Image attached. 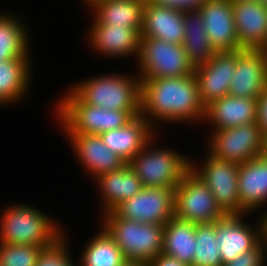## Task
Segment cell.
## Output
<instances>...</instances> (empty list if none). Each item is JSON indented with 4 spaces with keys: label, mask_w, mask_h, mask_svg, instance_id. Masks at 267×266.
<instances>
[{
    "label": "cell",
    "mask_w": 267,
    "mask_h": 266,
    "mask_svg": "<svg viewBox=\"0 0 267 266\" xmlns=\"http://www.w3.org/2000/svg\"><path fill=\"white\" fill-rule=\"evenodd\" d=\"M140 80V115L154 129L155 123L161 122L193 124L191 122L204 121L205 106L200 99L195 74Z\"/></svg>",
    "instance_id": "obj_1"
},
{
    "label": "cell",
    "mask_w": 267,
    "mask_h": 266,
    "mask_svg": "<svg viewBox=\"0 0 267 266\" xmlns=\"http://www.w3.org/2000/svg\"><path fill=\"white\" fill-rule=\"evenodd\" d=\"M145 0H96L89 6L93 19L109 27H129L141 33Z\"/></svg>",
    "instance_id": "obj_24"
},
{
    "label": "cell",
    "mask_w": 267,
    "mask_h": 266,
    "mask_svg": "<svg viewBox=\"0 0 267 266\" xmlns=\"http://www.w3.org/2000/svg\"><path fill=\"white\" fill-rule=\"evenodd\" d=\"M183 48L194 67L207 63L216 53L211 46L199 10L184 12Z\"/></svg>",
    "instance_id": "obj_27"
},
{
    "label": "cell",
    "mask_w": 267,
    "mask_h": 266,
    "mask_svg": "<svg viewBox=\"0 0 267 266\" xmlns=\"http://www.w3.org/2000/svg\"><path fill=\"white\" fill-rule=\"evenodd\" d=\"M184 11L157 6L145 0L140 37H152L169 43L183 44Z\"/></svg>",
    "instance_id": "obj_20"
},
{
    "label": "cell",
    "mask_w": 267,
    "mask_h": 266,
    "mask_svg": "<svg viewBox=\"0 0 267 266\" xmlns=\"http://www.w3.org/2000/svg\"><path fill=\"white\" fill-rule=\"evenodd\" d=\"M154 130L156 129L140 115L122 128L103 132L100 137L112 152L128 163L155 134Z\"/></svg>",
    "instance_id": "obj_22"
},
{
    "label": "cell",
    "mask_w": 267,
    "mask_h": 266,
    "mask_svg": "<svg viewBox=\"0 0 267 266\" xmlns=\"http://www.w3.org/2000/svg\"><path fill=\"white\" fill-rule=\"evenodd\" d=\"M211 46L216 52L240 50L232 0H207L199 9Z\"/></svg>",
    "instance_id": "obj_15"
},
{
    "label": "cell",
    "mask_w": 267,
    "mask_h": 266,
    "mask_svg": "<svg viewBox=\"0 0 267 266\" xmlns=\"http://www.w3.org/2000/svg\"><path fill=\"white\" fill-rule=\"evenodd\" d=\"M69 89L84 103L140 116L141 80L128 74H106L77 82Z\"/></svg>",
    "instance_id": "obj_3"
},
{
    "label": "cell",
    "mask_w": 267,
    "mask_h": 266,
    "mask_svg": "<svg viewBox=\"0 0 267 266\" xmlns=\"http://www.w3.org/2000/svg\"><path fill=\"white\" fill-rule=\"evenodd\" d=\"M252 1L267 5V0H252Z\"/></svg>",
    "instance_id": "obj_40"
},
{
    "label": "cell",
    "mask_w": 267,
    "mask_h": 266,
    "mask_svg": "<svg viewBox=\"0 0 267 266\" xmlns=\"http://www.w3.org/2000/svg\"><path fill=\"white\" fill-rule=\"evenodd\" d=\"M174 202L175 188L143 187L113 212L127 220L165 225L174 217Z\"/></svg>",
    "instance_id": "obj_11"
},
{
    "label": "cell",
    "mask_w": 267,
    "mask_h": 266,
    "mask_svg": "<svg viewBox=\"0 0 267 266\" xmlns=\"http://www.w3.org/2000/svg\"><path fill=\"white\" fill-rule=\"evenodd\" d=\"M248 214H227L215 221V236L222 263L234 260L253 249L262 240L261 217L255 224L244 222ZM250 224V225H249Z\"/></svg>",
    "instance_id": "obj_12"
},
{
    "label": "cell",
    "mask_w": 267,
    "mask_h": 266,
    "mask_svg": "<svg viewBox=\"0 0 267 266\" xmlns=\"http://www.w3.org/2000/svg\"><path fill=\"white\" fill-rule=\"evenodd\" d=\"M201 167L190 161V170L210 189L218 206L227 214H249L238 194L239 164L215 158L208 153Z\"/></svg>",
    "instance_id": "obj_8"
},
{
    "label": "cell",
    "mask_w": 267,
    "mask_h": 266,
    "mask_svg": "<svg viewBox=\"0 0 267 266\" xmlns=\"http://www.w3.org/2000/svg\"><path fill=\"white\" fill-rule=\"evenodd\" d=\"M265 153H267V136H266V139H265Z\"/></svg>",
    "instance_id": "obj_41"
},
{
    "label": "cell",
    "mask_w": 267,
    "mask_h": 266,
    "mask_svg": "<svg viewBox=\"0 0 267 266\" xmlns=\"http://www.w3.org/2000/svg\"><path fill=\"white\" fill-rule=\"evenodd\" d=\"M195 243L193 266L223 265L215 236V222L195 224Z\"/></svg>",
    "instance_id": "obj_30"
},
{
    "label": "cell",
    "mask_w": 267,
    "mask_h": 266,
    "mask_svg": "<svg viewBox=\"0 0 267 266\" xmlns=\"http://www.w3.org/2000/svg\"><path fill=\"white\" fill-rule=\"evenodd\" d=\"M267 252L264 241L261 240L253 249L224 263L222 266H266Z\"/></svg>",
    "instance_id": "obj_33"
},
{
    "label": "cell",
    "mask_w": 267,
    "mask_h": 266,
    "mask_svg": "<svg viewBox=\"0 0 267 266\" xmlns=\"http://www.w3.org/2000/svg\"><path fill=\"white\" fill-rule=\"evenodd\" d=\"M195 244V224L173 217L164 225L163 253L193 266Z\"/></svg>",
    "instance_id": "obj_26"
},
{
    "label": "cell",
    "mask_w": 267,
    "mask_h": 266,
    "mask_svg": "<svg viewBox=\"0 0 267 266\" xmlns=\"http://www.w3.org/2000/svg\"><path fill=\"white\" fill-rule=\"evenodd\" d=\"M43 249L37 245L0 243V266H35Z\"/></svg>",
    "instance_id": "obj_31"
},
{
    "label": "cell",
    "mask_w": 267,
    "mask_h": 266,
    "mask_svg": "<svg viewBox=\"0 0 267 266\" xmlns=\"http://www.w3.org/2000/svg\"><path fill=\"white\" fill-rule=\"evenodd\" d=\"M237 59L238 50L216 52L207 63L195 67L199 95L205 107L212 101L229 95Z\"/></svg>",
    "instance_id": "obj_13"
},
{
    "label": "cell",
    "mask_w": 267,
    "mask_h": 266,
    "mask_svg": "<svg viewBox=\"0 0 267 266\" xmlns=\"http://www.w3.org/2000/svg\"><path fill=\"white\" fill-rule=\"evenodd\" d=\"M88 36L90 47L106 57H138L140 33L129 27H109L92 21Z\"/></svg>",
    "instance_id": "obj_18"
},
{
    "label": "cell",
    "mask_w": 267,
    "mask_h": 266,
    "mask_svg": "<svg viewBox=\"0 0 267 266\" xmlns=\"http://www.w3.org/2000/svg\"><path fill=\"white\" fill-rule=\"evenodd\" d=\"M70 142L77 161L84 166L92 178L122 168L127 163L118 154L112 152L100 135L95 134H65ZM68 137V138H67ZM80 160V161H79Z\"/></svg>",
    "instance_id": "obj_17"
},
{
    "label": "cell",
    "mask_w": 267,
    "mask_h": 266,
    "mask_svg": "<svg viewBox=\"0 0 267 266\" xmlns=\"http://www.w3.org/2000/svg\"><path fill=\"white\" fill-rule=\"evenodd\" d=\"M31 59L22 57L0 61V106L18 103L30 90Z\"/></svg>",
    "instance_id": "obj_25"
},
{
    "label": "cell",
    "mask_w": 267,
    "mask_h": 266,
    "mask_svg": "<svg viewBox=\"0 0 267 266\" xmlns=\"http://www.w3.org/2000/svg\"><path fill=\"white\" fill-rule=\"evenodd\" d=\"M155 136L154 134L148 140L143 149L128 164L141 180L143 187L176 188L190 170L192 159L173 151L172 148L171 150L170 148H152Z\"/></svg>",
    "instance_id": "obj_6"
},
{
    "label": "cell",
    "mask_w": 267,
    "mask_h": 266,
    "mask_svg": "<svg viewBox=\"0 0 267 266\" xmlns=\"http://www.w3.org/2000/svg\"><path fill=\"white\" fill-rule=\"evenodd\" d=\"M233 74L229 95L257 100L267 88V51L238 50L237 64Z\"/></svg>",
    "instance_id": "obj_14"
},
{
    "label": "cell",
    "mask_w": 267,
    "mask_h": 266,
    "mask_svg": "<svg viewBox=\"0 0 267 266\" xmlns=\"http://www.w3.org/2000/svg\"><path fill=\"white\" fill-rule=\"evenodd\" d=\"M225 215L206 184L189 170L175 188L174 217L209 224Z\"/></svg>",
    "instance_id": "obj_10"
},
{
    "label": "cell",
    "mask_w": 267,
    "mask_h": 266,
    "mask_svg": "<svg viewBox=\"0 0 267 266\" xmlns=\"http://www.w3.org/2000/svg\"><path fill=\"white\" fill-rule=\"evenodd\" d=\"M94 181L100 189L101 205L104 208L102 213L113 211L120 203L128 200L143 188L141 180L128 163L120 169L98 176Z\"/></svg>",
    "instance_id": "obj_23"
},
{
    "label": "cell",
    "mask_w": 267,
    "mask_h": 266,
    "mask_svg": "<svg viewBox=\"0 0 267 266\" xmlns=\"http://www.w3.org/2000/svg\"><path fill=\"white\" fill-rule=\"evenodd\" d=\"M136 59L140 78L189 76L195 72L182 44L158 38L140 37Z\"/></svg>",
    "instance_id": "obj_7"
},
{
    "label": "cell",
    "mask_w": 267,
    "mask_h": 266,
    "mask_svg": "<svg viewBox=\"0 0 267 266\" xmlns=\"http://www.w3.org/2000/svg\"><path fill=\"white\" fill-rule=\"evenodd\" d=\"M234 22L241 49H267V5L252 0H232Z\"/></svg>",
    "instance_id": "obj_16"
},
{
    "label": "cell",
    "mask_w": 267,
    "mask_h": 266,
    "mask_svg": "<svg viewBox=\"0 0 267 266\" xmlns=\"http://www.w3.org/2000/svg\"><path fill=\"white\" fill-rule=\"evenodd\" d=\"M60 226L33 206L22 203L6 206L0 216V243L48 248L64 236Z\"/></svg>",
    "instance_id": "obj_2"
},
{
    "label": "cell",
    "mask_w": 267,
    "mask_h": 266,
    "mask_svg": "<svg viewBox=\"0 0 267 266\" xmlns=\"http://www.w3.org/2000/svg\"><path fill=\"white\" fill-rule=\"evenodd\" d=\"M204 120L214 131L257 122V100L226 95L205 107Z\"/></svg>",
    "instance_id": "obj_19"
},
{
    "label": "cell",
    "mask_w": 267,
    "mask_h": 266,
    "mask_svg": "<svg viewBox=\"0 0 267 266\" xmlns=\"http://www.w3.org/2000/svg\"><path fill=\"white\" fill-rule=\"evenodd\" d=\"M17 18L0 13V61L30 57L28 28Z\"/></svg>",
    "instance_id": "obj_28"
},
{
    "label": "cell",
    "mask_w": 267,
    "mask_h": 266,
    "mask_svg": "<svg viewBox=\"0 0 267 266\" xmlns=\"http://www.w3.org/2000/svg\"><path fill=\"white\" fill-rule=\"evenodd\" d=\"M121 266H147L146 263L140 261H125Z\"/></svg>",
    "instance_id": "obj_38"
},
{
    "label": "cell",
    "mask_w": 267,
    "mask_h": 266,
    "mask_svg": "<svg viewBox=\"0 0 267 266\" xmlns=\"http://www.w3.org/2000/svg\"><path fill=\"white\" fill-rule=\"evenodd\" d=\"M66 233L55 244L44 248L35 266H77L71 259Z\"/></svg>",
    "instance_id": "obj_32"
},
{
    "label": "cell",
    "mask_w": 267,
    "mask_h": 266,
    "mask_svg": "<svg viewBox=\"0 0 267 266\" xmlns=\"http://www.w3.org/2000/svg\"><path fill=\"white\" fill-rule=\"evenodd\" d=\"M55 108L56 119L65 134H95L119 129L132 121L130 111L109 110L82 102L67 89Z\"/></svg>",
    "instance_id": "obj_4"
},
{
    "label": "cell",
    "mask_w": 267,
    "mask_h": 266,
    "mask_svg": "<svg viewBox=\"0 0 267 266\" xmlns=\"http://www.w3.org/2000/svg\"><path fill=\"white\" fill-rule=\"evenodd\" d=\"M264 215V216H263ZM261 216L262 220V240L264 241L267 252V211Z\"/></svg>",
    "instance_id": "obj_37"
},
{
    "label": "cell",
    "mask_w": 267,
    "mask_h": 266,
    "mask_svg": "<svg viewBox=\"0 0 267 266\" xmlns=\"http://www.w3.org/2000/svg\"><path fill=\"white\" fill-rule=\"evenodd\" d=\"M147 266H190V265L177 260L173 256L161 252L155 258H153L147 264Z\"/></svg>",
    "instance_id": "obj_36"
},
{
    "label": "cell",
    "mask_w": 267,
    "mask_h": 266,
    "mask_svg": "<svg viewBox=\"0 0 267 266\" xmlns=\"http://www.w3.org/2000/svg\"><path fill=\"white\" fill-rule=\"evenodd\" d=\"M238 194L241 206L252 214L267 202V153L256 156L238 169Z\"/></svg>",
    "instance_id": "obj_21"
},
{
    "label": "cell",
    "mask_w": 267,
    "mask_h": 266,
    "mask_svg": "<svg viewBox=\"0 0 267 266\" xmlns=\"http://www.w3.org/2000/svg\"><path fill=\"white\" fill-rule=\"evenodd\" d=\"M257 123L263 132V135L267 136V88L257 99Z\"/></svg>",
    "instance_id": "obj_35"
},
{
    "label": "cell",
    "mask_w": 267,
    "mask_h": 266,
    "mask_svg": "<svg viewBox=\"0 0 267 266\" xmlns=\"http://www.w3.org/2000/svg\"><path fill=\"white\" fill-rule=\"evenodd\" d=\"M157 6H165L184 12L198 10L207 0H148Z\"/></svg>",
    "instance_id": "obj_34"
},
{
    "label": "cell",
    "mask_w": 267,
    "mask_h": 266,
    "mask_svg": "<svg viewBox=\"0 0 267 266\" xmlns=\"http://www.w3.org/2000/svg\"><path fill=\"white\" fill-rule=\"evenodd\" d=\"M207 153L221 160L243 164L265 153V139L257 122L211 132Z\"/></svg>",
    "instance_id": "obj_9"
},
{
    "label": "cell",
    "mask_w": 267,
    "mask_h": 266,
    "mask_svg": "<svg viewBox=\"0 0 267 266\" xmlns=\"http://www.w3.org/2000/svg\"><path fill=\"white\" fill-rule=\"evenodd\" d=\"M80 254L78 266H121L126 261L121 249L102 226Z\"/></svg>",
    "instance_id": "obj_29"
},
{
    "label": "cell",
    "mask_w": 267,
    "mask_h": 266,
    "mask_svg": "<svg viewBox=\"0 0 267 266\" xmlns=\"http://www.w3.org/2000/svg\"><path fill=\"white\" fill-rule=\"evenodd\" d=\"M101 215V226L114 239L127 261L148 264L162 252L164 225L127 220L113 211Z\"/></svg>",
    "instance_id": "obj_5"
},
{
    "label": "cell",
    "mask_w": 267,
    "mask_h": 266,
    "mask_svg": "<svg viewBox=\"0 0 267 266\" xmlns=\"http://www.w3.org/2000/svg\"><path fill=\"white\" fill-rule=\"evenodd\" d=\"M96 0H83V4H87V8L93 3V2H95Z\"/></svg>",
    "instance_id": "obj_39"
}]
</instances>
